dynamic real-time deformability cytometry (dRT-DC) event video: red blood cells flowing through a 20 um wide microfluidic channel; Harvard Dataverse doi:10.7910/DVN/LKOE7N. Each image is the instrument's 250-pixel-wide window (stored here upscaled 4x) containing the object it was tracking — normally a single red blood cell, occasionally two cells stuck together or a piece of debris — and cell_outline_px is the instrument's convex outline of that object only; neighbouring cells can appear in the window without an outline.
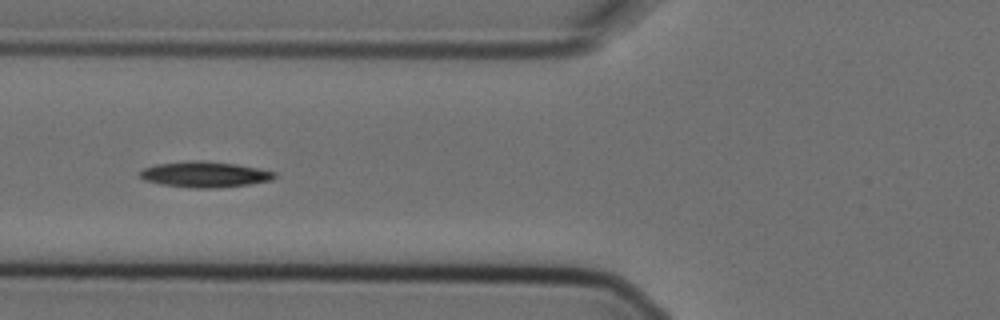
{"species": "Egyptian fruit bat (a non-hibernating species)", "species_latin": "Rousettus aegyptiacus", "temperature_condition": "cold", "stored_images_in_passage": 8, "camera_frame_rate_fps": 3000, "um_per_image_px": 0.085, "animal": {"sex": "female"}, "frame": {"image": 1, "passage_image": 4, "time_ms": 1.0, "image_size_px": [1000, 320], "cell_outline_px": [[276, 176], [272, 180], [248, 184], [220, 188], [192, 188], [160, 184], [144, 180], [140, 176], [140, 172], [144, 168], [156, 164], [196, 160], [200, 160], [236, 164], [276, 172]], "centroid_in_image_um": [17.4, 14.83], "position_along_channel_um": 108.4, "area_um2": 20.11}}
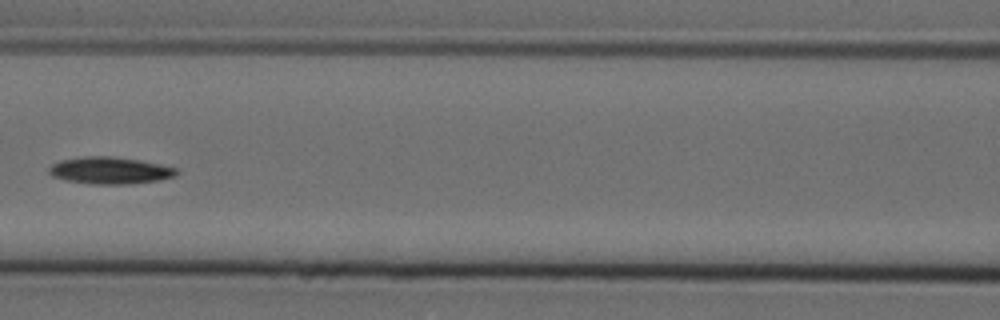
{"frame": {"image": 2, "passage_image": 5, "time_ms": 1.333, "image_size_px": [1000, 320], "cell_outline_px": [[180, 172], [176, 176], [160, 180], [128, 184], [88, 184], [64, 180], [52, 176], [48, 172], [48, 168], [52, 164], [60, 160], [84, 156], [112, 156], [140, 160], [180, 168]], "centroid_in_image_um": [9.37, 14.49], "position_along_channel_um": 157.2, "area_um2": 20.4}}